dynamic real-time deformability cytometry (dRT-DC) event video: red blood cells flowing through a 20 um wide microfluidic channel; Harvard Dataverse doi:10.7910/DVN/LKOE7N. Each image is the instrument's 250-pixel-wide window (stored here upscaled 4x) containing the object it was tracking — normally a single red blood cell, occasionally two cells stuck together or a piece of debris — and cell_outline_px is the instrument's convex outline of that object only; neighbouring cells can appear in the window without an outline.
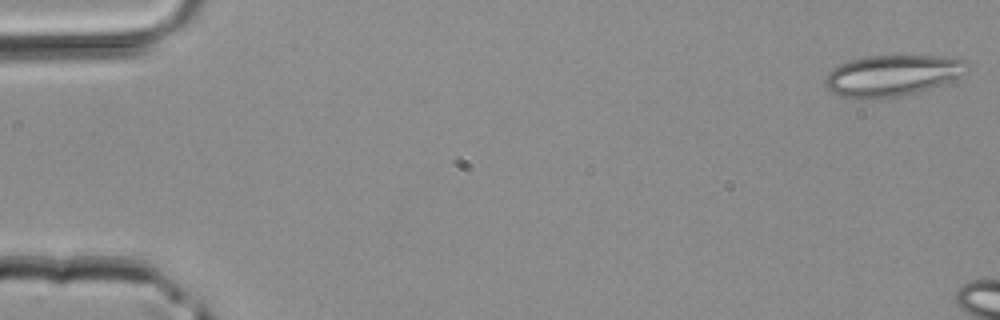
{"species": "common noctule bat (a hibernating species)", "species_latin": "Nyctalus noctula", "temperature_condition": "room temperature", "stored_images_in_passage": 6, "camera_frame_rate_fps": 3000, "um_per_image_px": 0.085, "animal": {"sex": "male", "body_mass_g": 20.4}, "frame": {"image": 1, "passage_image": 1, "time_ms": 0.0, "image_size_px": [1000, 320], "cell_outline_px": [[968, 72], [952, 80], [916, 92], [900, 96], [840, 96], [832, 92], [824, 84], [824, 80], [828, 72], [832, 68], [848, 60], [868, 56], [952, 56], [968, 60]], "centroid_in_image_um": [75.89, 6.36], "position_along_channel_um": 9.1, "area_um2": 33.47}}